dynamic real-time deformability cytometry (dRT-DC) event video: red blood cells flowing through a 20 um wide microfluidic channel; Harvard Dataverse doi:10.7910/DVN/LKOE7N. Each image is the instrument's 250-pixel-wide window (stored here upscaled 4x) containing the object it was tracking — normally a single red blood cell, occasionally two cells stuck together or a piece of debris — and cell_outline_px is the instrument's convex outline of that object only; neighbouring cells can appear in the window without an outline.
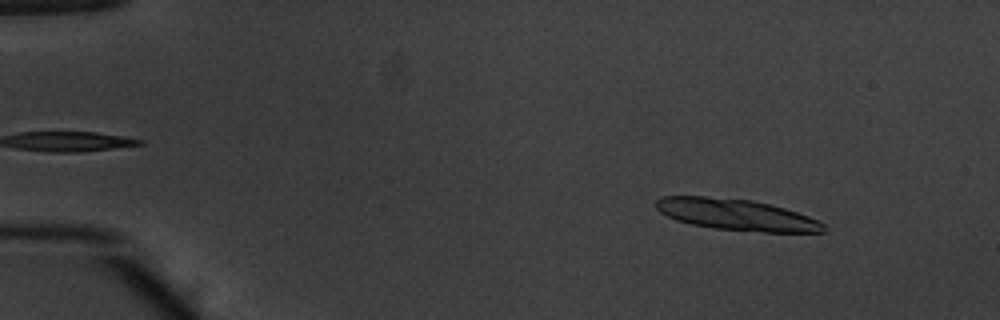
{"species": "common noctule bat (a hibernating species)", "species_latin": "Nyctalus noctula", "temperature_condition": "warm", "stored_images_in_passage": 11, "camera_frame_rate_fps": 3000, "um_per_image_px": 0.085, "animal": {"sex": "male", "body_mass_g": 20.1, "forearm_length_mm": 53.5}, "frame": {"image": 1, "passage_image": 1, "time_ms": 0.0, "image_size_px": [1000, 320], "cell_outline_px": [[824, 232], [764, 232], [712, 228], [692, 224], [676, 220], [660, 212], [656, 208], [656, 200], [660, 196], [704, 196], [752, 200], [784, 208], [820, 220], [824, 224]], "centroid_in_image_um": [62.57, 18.24], "position_along_channel_um": 22.4, "area_um2": 30.4}}